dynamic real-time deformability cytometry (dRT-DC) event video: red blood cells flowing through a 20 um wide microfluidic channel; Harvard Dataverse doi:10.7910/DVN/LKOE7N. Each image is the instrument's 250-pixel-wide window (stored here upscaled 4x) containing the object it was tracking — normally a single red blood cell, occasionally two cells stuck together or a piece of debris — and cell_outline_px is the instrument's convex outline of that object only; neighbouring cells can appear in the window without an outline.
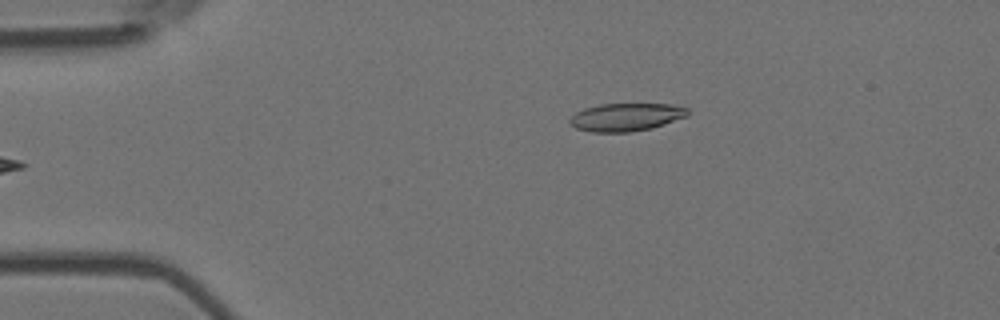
{"species": "Egyptian fruit bat (a non-hibernating species)", "species_latin": "Rousettus aegyptiacus", "temperature_condition": "room temperature", "stored_images_in_passage": 6, "camera_frame_rate_fps": 3000, "um_per_image_px": 0.085, "animal": {"sex": "female"}, "frame": {"image": 1, "passage_image": 6, "time_ms": 1.667, "image_size_px": [1000, 320], "cell_outline_px": [[688, 116], [652, 128], [628, 132], [592, 132], [576, 128], [568, 120], [576, 112], [584, 108], [600, 104], [672, 104], [688, 108]], "centroid_in_image_um": [53.22, 9.95], "position_along_channel_um": 31.8, "area_um2": 19.13}}